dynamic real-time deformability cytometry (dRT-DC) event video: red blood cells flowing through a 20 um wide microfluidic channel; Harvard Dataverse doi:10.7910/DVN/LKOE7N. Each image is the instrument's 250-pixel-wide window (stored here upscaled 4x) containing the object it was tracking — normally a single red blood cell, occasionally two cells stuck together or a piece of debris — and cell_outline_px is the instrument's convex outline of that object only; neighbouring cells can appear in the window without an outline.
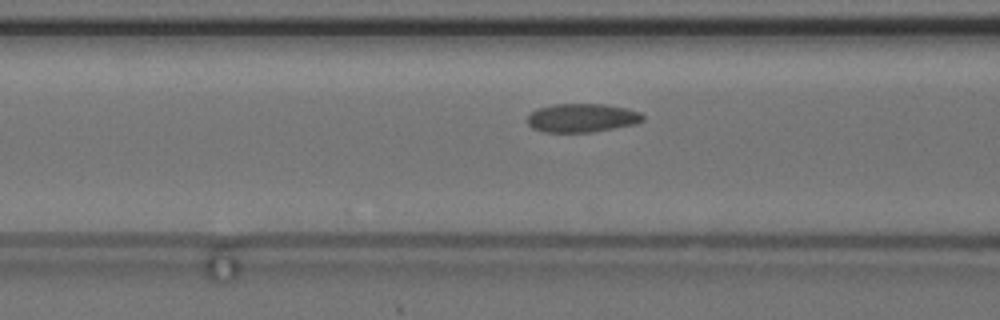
{"species": "common noctule bat (a hibernating species)", "species_latin": "Nyctalus noctula", "temperature_condition": "cold", "stored_images_in_passage": 36, "camera_frame_rate_fps": 3000, "um_per_image_px": 0.085, "animal": {"sex": "female", "body_mass_g": 24.6, "forearm_length_mm": 56.2}, "frame": {"image": 1, "passage_image": 5, "time_ms": 1.333, "image_size_px": [1000, 320], "cell_outline_px": [[644, 120], [636, 124], [592, 132], [544, 132], [532, 128], [528, 124], [528, 116], [536, 108], [556, 104], [604, 104], [624, 108], [640, 112], [644, 116]], "centroid_in_image_um": [49.47, 10.02], "position_along_channel_um": 117.1, "area_um2": 19.25}}
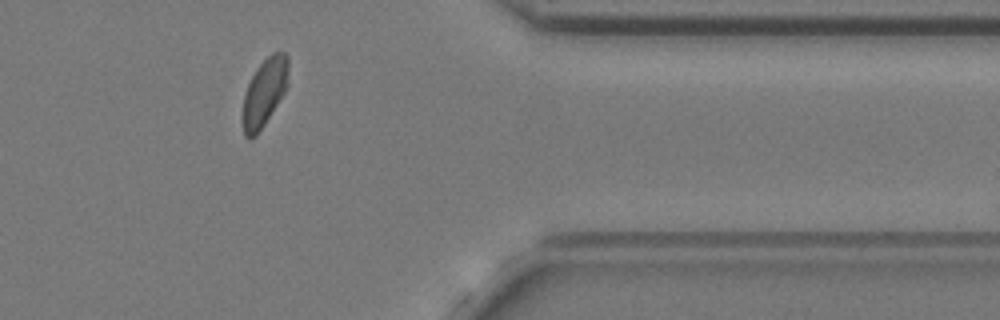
{"frame": {"image": 2, "passage_image": 29, "time_ms": 9.333, "image_size_px": [1000, 320], "cell_outline_px": [[288, 68], [284, 92], [264, 124], [256, 136], [248, 140], [244, 136], [244, 96], [248, 84], [256, 68], [272, 52], [284, 52], [288, 56]], "centroid_in_image_um": [22.47, 7.83], "position_along_channel_um": 388.9, "area_um2": 17.4}}